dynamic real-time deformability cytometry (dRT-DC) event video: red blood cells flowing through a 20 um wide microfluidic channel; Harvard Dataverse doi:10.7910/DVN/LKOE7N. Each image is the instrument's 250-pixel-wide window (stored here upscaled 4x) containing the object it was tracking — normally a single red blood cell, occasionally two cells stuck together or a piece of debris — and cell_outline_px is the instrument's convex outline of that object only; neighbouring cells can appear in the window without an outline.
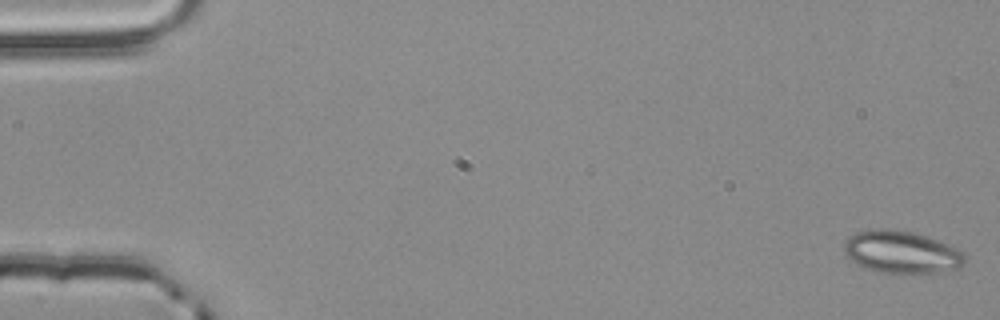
{"species": "common noctule bat (a hibernating species)", "species_latin": "Nyctalus noctula", "temperature_condition": "room temperature", "stored_images_in_passage": 55, "camera_frame_rate_fps": 3000, "um_per_image_px": 0.085, "animal": {"sex": "male", "body_mass_g": 20.4}, "frame": {"image": 1, "passage_image": 1, "time_ms": 0.0, "image_size_px": [1000, 320], "cell_outline_px": [[964, 264], [960, 268], [940, 272], [916, 276], [900, 276], [876, 272], [864, 268], [852, 260], [844, 252], [844, 244], [848, 236], [856, 232], [876, 228], [888, 228], [912, 232], [948, 244], [964, 252]], "centroid_in_image_um": [76.63, 21.48], "position_along_channel_um": 8.4, "area_um2": 30.81}}
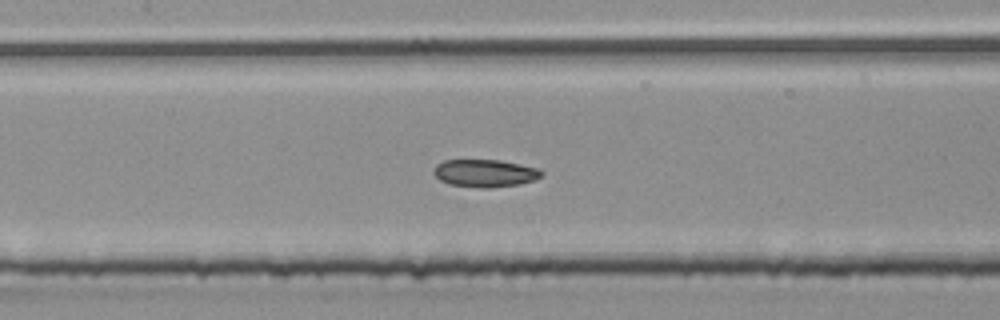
{"frame": {"image": 2, "passage_image": 26, "time_ms": 8.333, "image_size_px": [1000, 320], "cell_outline_px": [[544, 176], [536, 180], [516, 184], [492, 188], [480, 188], [448, 184], [440, 180], [432, 172], [436, 164], [444, 160], [500, 160], [540, 168], [544, 172]], "centroid_in_image_um": [41.25, 14.72], "position_along_channel_um": 166.2, "area_um2": 17.57}}
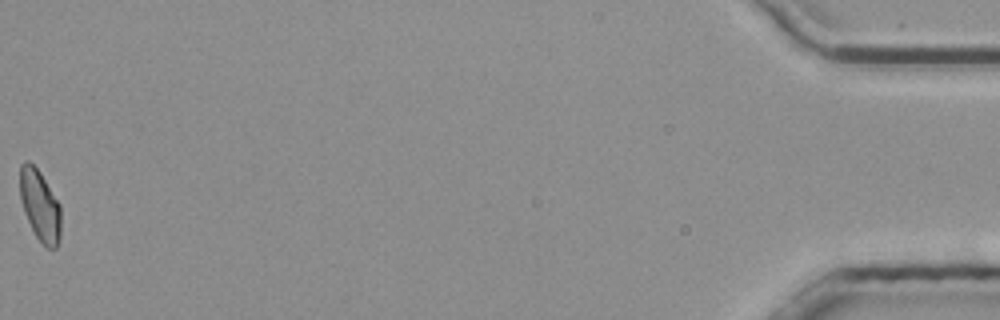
{"frame": {"image": 3, "passage_image": 55, "time_ms": 18.0, "image_size_px": [1000, 320], "cell_outline_px": [[60, 240], [56, 248], [44, 248], [36, 236], [24, 212], [20, 200], [20, 164], [24, 160], [28, 160], [40, 172], [60, 204]], "centroid_in_image_um": [3.39, 17.48], "position_along_channel_um": 431.8, "area_um2": 17.05}, "authors_computed_cell_mechanics": {"area_um2": 17.5134, "velocity_mm_per_s": 3.8523, "shape_relaxation_time_tau1_ms": null, "shape_relaxation_time_tau2_ms": 3.6491, "deformation_change_tau1": null, "deformation_change_tau2": 0.0831}}